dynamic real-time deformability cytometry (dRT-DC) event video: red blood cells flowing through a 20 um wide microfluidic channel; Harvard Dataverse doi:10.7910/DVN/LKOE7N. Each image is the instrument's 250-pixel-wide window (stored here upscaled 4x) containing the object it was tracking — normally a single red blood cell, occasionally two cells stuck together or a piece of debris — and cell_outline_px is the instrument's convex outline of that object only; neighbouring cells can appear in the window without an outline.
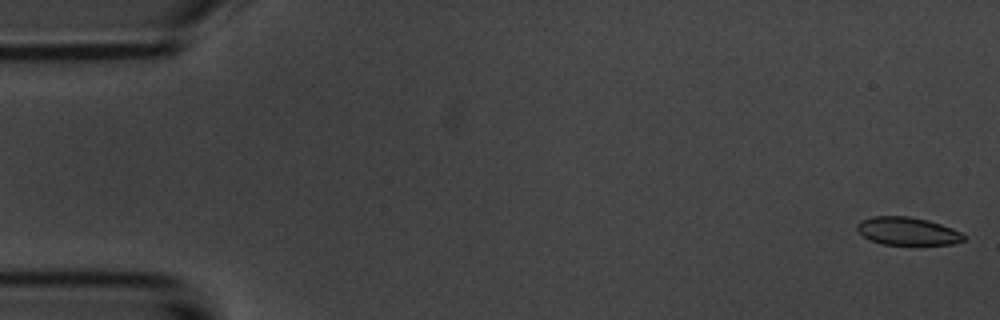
{"species": "common noctule bat (a hibernating species)", "species_latin": "Nyctalus noctula", "temperature_condition": "room temperature", "stored_images_in_passage": 55, "camera_frame_rate_fps": 3000, "um_per_image_px": 0.085, "animal": {"sex": "male", "body_mass_g": 20.1, "forearm_length_mm": 53.5}, "frame": {"image": 1, "passage_image": 1, "time_ms": 0.0, "image_size_px": [1000, 320], "cell_outline_px": [[964, 240], [952, 244], [880, 244], [864, 236], [856, 228], [856, 224], [860, 220], [872, 216], [908, 216], [928, 220], [952, 228], [960, 232], [964, 236]], "centroid_in_image_um": [77.1, 19.63], "position_along_channel_um": 7.9, "area_um2": 17.17}}
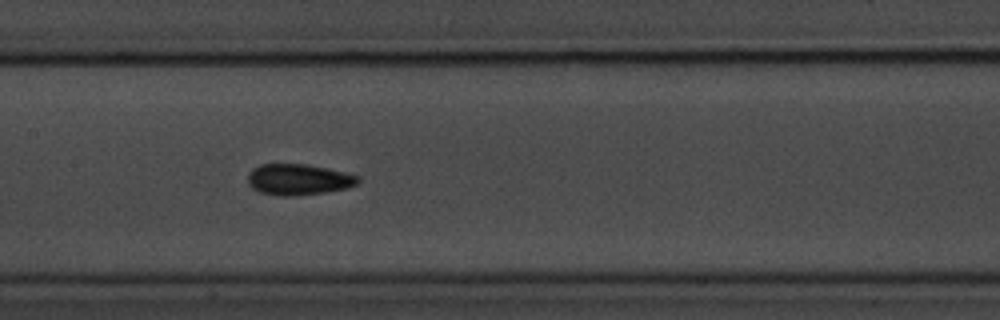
{"frame": {"image": 2, "passage_image": 26, "time_ms": 8.333, "image_size_px": [1000, 320], "cell_outline_px": [[360, 180], [356, 184], [348, 188], [324, 192], [296, 196], [280, 196], [260, 192], [252, 188], [248, 184], [248, 172], [252, 168], [260, 164], [304, 164], [328, 168], [360, 176]], "centroid_in_image_um": [25.35, 15.26], "position_along_channel_um": 182.0, "area_um2": 20.06}}
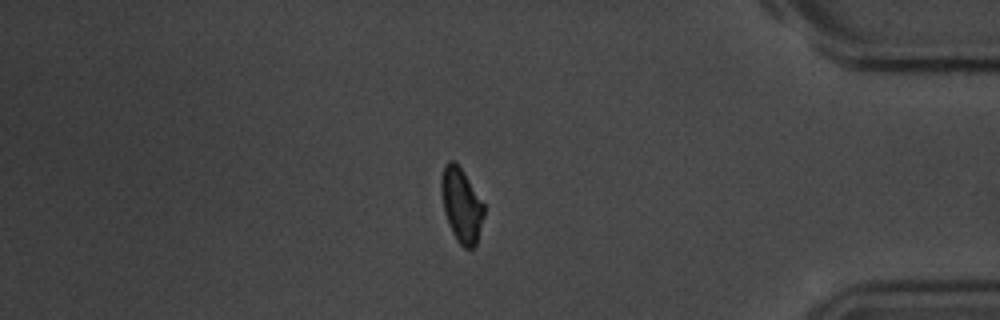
{"frame": {"image": 3, "passage_image": 46, "time_ms": 15.0, "image_size_px": [1000, 320], "cell_outline_px": [[484, 216], [476, 244], [472, 248], [464, 248], [456, 240], [452, 232], [444, 212], [440, 188], [440, 180], [444, 164], [448, 160], [452, 160], [464, 172], [484, 204]], "centroid_in_image_um": [39.2, 17.43], "position_along_channel_um": 396.0, "area_um2": 18.44}, "authors_computed_cell_mechanics": {"area_um2": 18.8428, "velocity_mm_per_s": 3.6931, "shape_relaxation_time_tau1_ms": 3.0108, "shape_relaxation_time_tau2_ms": 3.306, "deformation_change_tau1": 0.1151, "deformation_change_tau2": 0.0932}}